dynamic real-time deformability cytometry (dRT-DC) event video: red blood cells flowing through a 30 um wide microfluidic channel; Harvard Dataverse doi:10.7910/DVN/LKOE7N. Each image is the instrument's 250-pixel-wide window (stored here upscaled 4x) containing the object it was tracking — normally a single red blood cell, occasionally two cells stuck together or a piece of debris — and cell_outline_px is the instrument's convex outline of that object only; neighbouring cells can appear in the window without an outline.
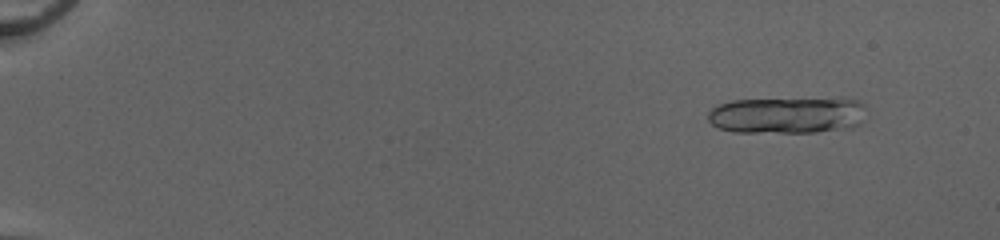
{"species": "common noctule bat (a hibernating species)", "species_latin": "Nyctalus noctula", "temperature_condition": "cold", "stored_images_in_passage": 26, "camera_frame_rate_fps": 3000, "um_per_image_px": 0.085, "animal": {"sex": "female", "body_mass_g": 20.0, "forearm_length_mm": 54.0}, "frame": {"image": 1, "passage_image": 6, "time_ms": 1.667, "image_size_px": [1000, 240], "cell_outline_px": [[864, 120], [852, 128], [816, 132], [732, 132], [720, 128], [712, 124], [708, 120], [708, 112], [712, 108], [720, 104], [732, 100], [856, 100], [864, 104]], "centroid_in_image_um": [66.88, 9.82], "position_along_channel_um": 18.1, "area_um2": 33.12}}
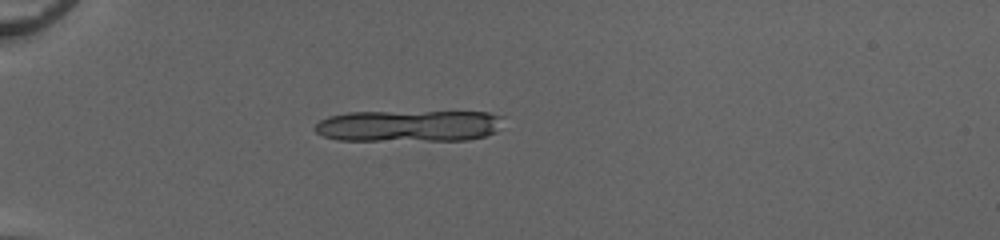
{"frame": {"image": 2, "passage_image": 17, "time_ms": 5.333, "image_size_px": [1000, 240], "cell_outline_px": [[504, 116], [496, 132], [484, 136], [468, 140], [336, 140], [324, 136], [316, 132], [316, 124], [320, 120], [328, 116], [348, 112], [488, 112]], "centroid_in_image_um": [34.76, 10.69], "position_along_channel_um": 50.2, "area_um2": 34.68}}